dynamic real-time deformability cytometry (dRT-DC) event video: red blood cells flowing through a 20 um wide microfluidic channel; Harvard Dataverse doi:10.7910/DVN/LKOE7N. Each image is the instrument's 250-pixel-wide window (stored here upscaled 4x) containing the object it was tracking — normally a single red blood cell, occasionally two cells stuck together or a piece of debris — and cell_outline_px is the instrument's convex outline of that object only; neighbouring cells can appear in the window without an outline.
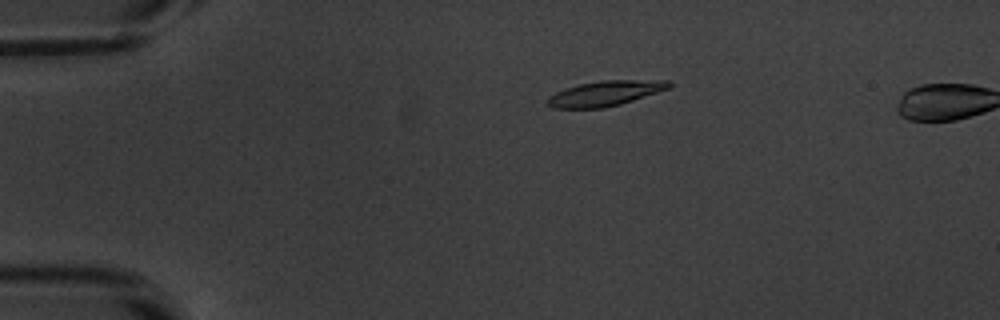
{"species": "common noctule bat (a hibernating species)", "species_latin": "Nyctalus noctula", "temperature_condition": "warm", "stored_images_in_passage": 47, "camera_frame_rate_fps": 3000, "um_per_image_px": 0.085, "animal": {"sex": "male", "body_mass_g": 20.1, "forearm_length_mm": 53.5}, "frame": {"image": 1, "passage_image": 5, "time_ms": 1.333, "image_size_px": [1000, 320], "cell_outline_px": [[672, 88], [620, 104], [604, 108], [552, 108], [548, 104], [548, 96], [564, 88], [580, 84], [604, 80], [672, 80]], "centroid_in_image_um": [51.49, 7.93], "position_along_channel_um": 33.5, "area_um2": 17.86}}
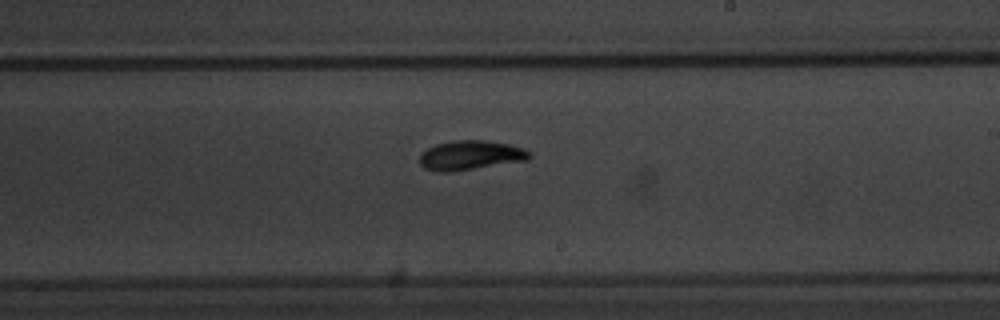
{"frame": {"image": 2, "passage_image": 26, "time_ms": 8.333, "image_size_px": [1000, 320], "cell_outline_px": [[532, 156], [528, 160], [448, 172], [436, 172], [424, 168], [420, 164], [420, 152], [436, 144], [452, 140], [484, 140], [508, 144], [524, 148], [532, 152]], "centroid_in_image_um": [39.99, 13.19], "position_along_channel_um": 249.0, "area_um2": 18.9}}
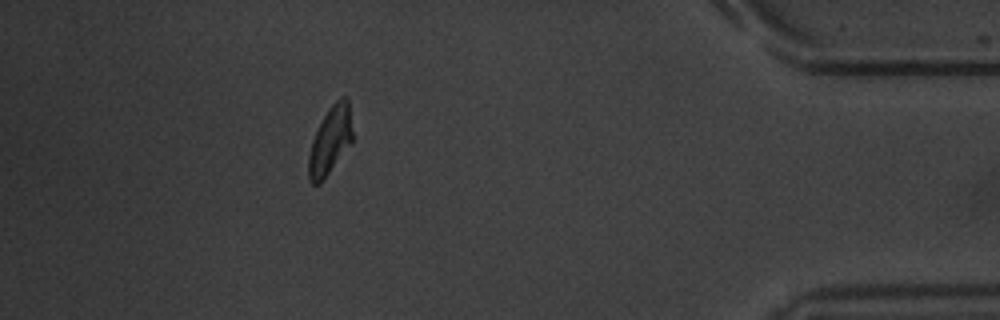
{"frame": {"image": 3, "passage_image": 42, "time_ms": 13.667, "image_size_px": [1000, 320], "cell_outline_px": [[352, 140], [324, 180], [320, 184], [312, 184], [308, 180], [308, 156], [312, 140], [328, 108], [340, 96], [348, 96], [352, 132]], "centroid_in_image_um": [28.05, 11.95], "position_along_channel_um": 407.2, "area_um2": 17.22}}